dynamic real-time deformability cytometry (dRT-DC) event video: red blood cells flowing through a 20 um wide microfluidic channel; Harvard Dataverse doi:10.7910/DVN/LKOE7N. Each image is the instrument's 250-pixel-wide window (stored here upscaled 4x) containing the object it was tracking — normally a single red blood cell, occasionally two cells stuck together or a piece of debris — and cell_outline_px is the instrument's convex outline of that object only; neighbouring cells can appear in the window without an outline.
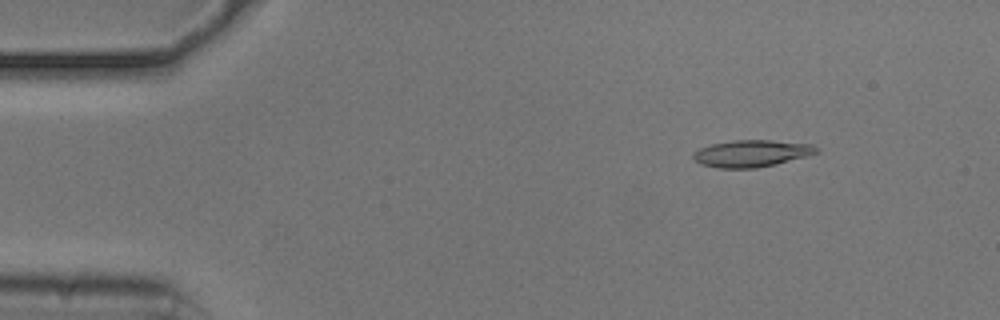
{"species": "common noctule bat (a hibernating species)", "species_latin": "Nyctalus noctula", "temperature_condition": "cold", "stored_images_in_passage": 53, "camera_frame_rate_fps": 3000, "um_per_image_px": 0.085, "animal": {"sex": "male", "body_mass_g": 20.5, "forearm_length_mm": 52.5}, "frame": {"image": 1, "passage_image": 6, "time_ms": 1.667, "image_size_px": [1000, 320], "cell_outline_px": [[820, 152], [808, 156], [776, 164], [756, 168], [720, 168], [700, 164], [692, 156], [700, 148], [712, 144], [732, 140], [772, 140], [812, 144], [820, 148]], "centroid_in_image_um": [63.95, 13.04], "position_along_channel_um": 21.0, "area_um2": 19.36}}
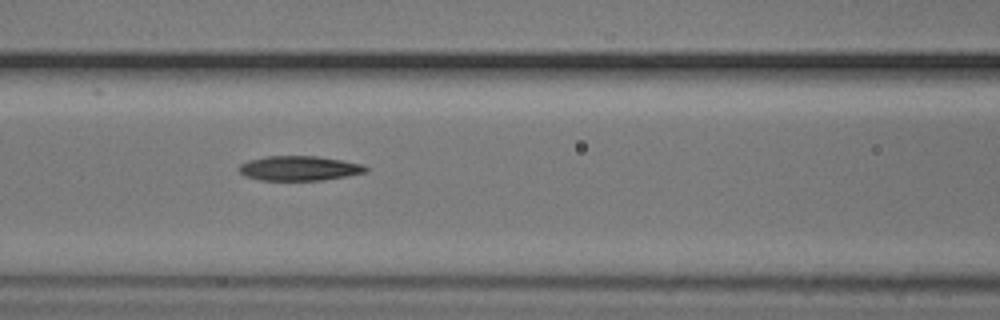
{"frame": {"image": 2, "passage_image": 22, "time_ms": 7.0, "image_size_px": [1000, 320], "cell_outline_px": [[368, 172], [348, 176], [324, 180], [260, 180], [244, 176], [236, 168], [240, 164], [248, 160], [264, 156], [316, 156], [364, 164], [368, 168]], "centroid_in_image_um": [25.42, 14.3], "position_along_channel_um": 141.2, "area_um2": 18.44}}
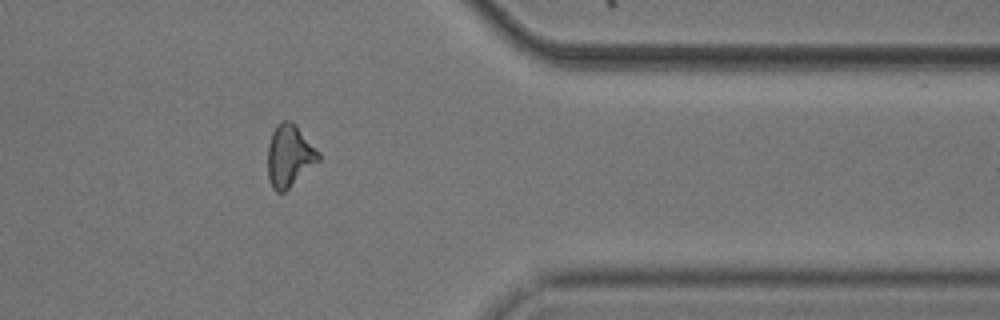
{"frame": {"image": 3, "passage_image": 43, "time_ms": 14.0, "image_size_px": [1000, 320], "cell_outline_px": [[320, 160], [284, 192], [276, 192], [272, 188], [268, 176], [268, 144], [272, 132], [276, 124], [284, 120], [288, 120], [296, 124], [320, 152]], "centroid_in_image_um": [24.6, 13.22], "position_along_channel_um": 386.8, "area_um2": 18.44}, "authors_computed_cell_mechanics": {"area_um2": 18.4382, "velocity_mm_per_s": 3.732, "shape_relaxation_time_tau1_ms": 7.5213, "shape_relaxation_time_tau2_ms": 6.9151, "deformation_change_tau1": 0.2068, "deformation_change_tau2": 0.1717}}